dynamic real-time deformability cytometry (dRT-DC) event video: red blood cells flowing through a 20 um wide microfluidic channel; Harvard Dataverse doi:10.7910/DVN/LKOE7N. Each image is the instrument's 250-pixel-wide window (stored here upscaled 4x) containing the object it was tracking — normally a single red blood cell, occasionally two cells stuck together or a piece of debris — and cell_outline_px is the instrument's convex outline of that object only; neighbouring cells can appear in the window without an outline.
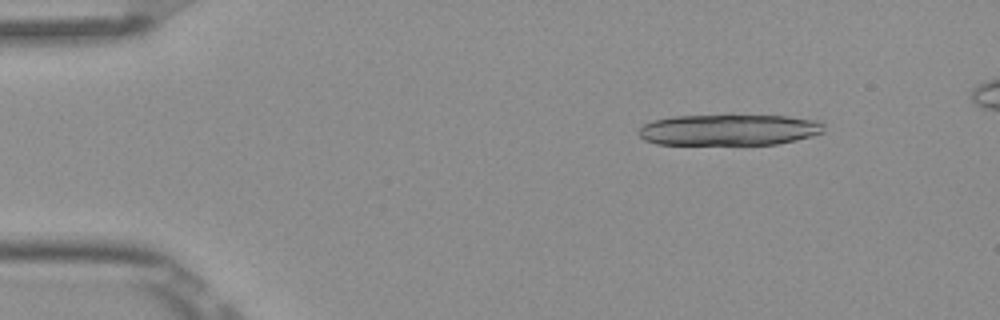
{"species": "Egyptian fruit bat (a non-hibernating species)", "species_latin": "Rousettus aegyptiacus", "temperature_condition": "room temperature", "stored_images_in_passage": 5, "camera_frame_rate_fps": 3000, "um_per_image_px": 0.085, "frame": {"image": 1, "passage_image": 2, "time_ms": 0.333, "image_size_px": [1000, 320], "cell_outline_px": [[824, 132], [812, 136], [796, 140], [776, 144], [656, 144], [644, 140], [636, 132], [644, 124], [652, 120], [672, 116], [728, 112], [732, 112], [788, 116], [816, 120], [824, 124]], "centroid_in_image_um": [61.95, 10.98], "position_along_channel_um": 23.0, "area_um2": 35.2}}